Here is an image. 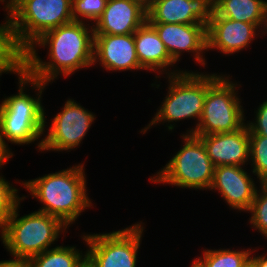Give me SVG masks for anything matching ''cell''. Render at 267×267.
<instances>
[{
    "mask_svg": "<svg viewBox=\"0 0 267 267\" xmlns=\"http://www.w3.org/2000/svg\"><path fill=\"white\" fill-rule=\"evenodd\" d=\"M36 44L49 47L51 61L43 62L37 56ZM93 48V26L88 28L84 21L61 25L42 34L26 50V73L47 84L59 74L68 76L78 69L92 66Z\"/></svg>",
    "mask_w": 267,
    "mask_h": 267,
    "instance_id": "cell-1",
    "label": "cell"
},
{
    "mask_svg": "<svg viewBox=\"0 0 267 267\" xmlns=\"http://www.w3.org/2000/svg\"><path fill=\"white\" fill-rule=\"evenodd\" d=\"M83 166L79 164L24 182L32 197L44 205L38 211L54 216L68 226L82 211L91 207Z\"/></svg>",
    "mask_w": 267,
    "mask_h": 267,
    "instance_id": "cell-2",
    "label": "cell"
},
{
    "mask_svg": "<svg viewBox=\"0 0 267 267\" xmlns=\"http://www.w3.org/2000/svg\"><path fill=\"white\" fill-rule=\"evenodd\" d=\"M18 79L19 93L5 98L0 104V131L5 144V139L15 144H30L44 134L47 123L41 103V94L47 84L27 73ZM28 83L37 89L36 98L24 92Z\"/></svg>",
    "mask_w": 267,
    "mask_h": 267,
    "instance_id": "cell-3",
    "label": "cell"
},
{
    "mask_svg": "<svg viewBox=\"0 0 267 267\" xmlns=\"http://www.w3.org/2000/svg\"><path fill=\"white\" fill-rule=\"evenodd\" d=\"M168 73L169 90L164 102L152 121L141 132L143 134L154 124L177 122L197 118L198 123L204 107L208 88L221 76L183 71Z\"/></svg>",
    "mask_w": 267,
    "mask_h": 267,
    "instance_id": "cell-4",
    "label": "cell"
},
{
    "mask_svg": "<svg viewBox=\"0 0 267 267\" xmlns=\"http://www.w3.org/2000/svg\"><path fill=\"white\" fill-rule=\"evenodd\" d=\"M20 203L7 221L1 240L14 257L29 259L41 254L57 241L60 232L67 227L60 219L35 211L17 218Z\"/></svg>",
    "mask_w": 267,
    "mask_h": 267,
    "instance_id": "cell-5",
    "label": "cell"
},
{
    "mask_svg": "<svg viewBox=\"0 0 267 267\" xmlns=\"http://www.w3.org/2000/svg\"><path fill=\"white\" fill-rule=\"evenodd\" d=\"M6 10L26 50L45 32L73 21L72 0H14Z\"/></svg>",
    "mask_w": 267,
    "mask_h": 267,
    "instance_id": "cell-6",
    "label": "cell"
},
{
    "mask_svg": "<svg viewBox=\"0 0 267 267\" xmlns=\"http://www.w3.org/2000/svg\"><path fill=\"white\" fill-rule=\"evenodd\" d=\"M184 146L150 180L180 188L210 189L214 168L202 140L193 134L182 135Z\"/></svg>",
    "mask_w": 267,
    "mask_h": 267,
    "instance_id": "cell-7",
    "label": "cell"
},
{
    "mask_svg": "<svg viewBox=\"0 0 267 267\" xmlns=\"http://www.w3.org/2000/svg\"><path fill=\"white\" fill-rule=\"evenodd\" d=\"M236 86L228 76H220L207 90L199 123L186 134L210 135L241 129L246 123Z\"/></svg>",
    "mask_w": 267,
    "mask_h": 267,
    "instance_id": "cell-8",
    "label": "cell"
},
{
    "mask_svg": "<svg viewBox=\"0 0 267 267\" xmlns=\"http://www.w3.org/2000/svg\"><path fill=\"white\" fill-rule=\"evenodd\" d=\"M141 224L105 234L84 235L82 238L89 246L86 267H136L144 229Z\"/></svg>",
    "mask_w": 267,
    "mask_h": 267,
    "instance_id": "cell-9",
    "label": "cell"
},
{
    "mask_svg": "<svg viewBox=\"0 0 267 267\" xmlns=\"http://www.w3.org/2000/svg\"><path fill=\"white\" fill-rule=\"evenodd\" d=\"M93 113L69 99L51 123L48 134L38 143L41 151H66L77 147L94 122Z\"/></svg>",
    "mask_w": 267,
    "mask_h": 267,
    "instance_id": "cell-10",
    "label": "cell"
},
{
    "mask_svg": "<svg viewBox=\"0 0 267 267\" xmlns=\"http://www.w3.org/2000/svg\"><path fill=\"white\" fill-rule=\"evenodd\" d=\"M164 43L170 57L178 62L181 53L193 52L195 60L201 65L205 59L201 56L207 50V26L203 23L194 24H168L150 23Z\"/></svg>",
    "mask_w": 267,
    "mask_h": 267,
    "instance_id": "cell-11",
    "label": "cell"
},
{
    "mask_svg": "<svg viewBox=\"0 0 267 267\" xmlns=\"http://www.w3.org/2000/svg\"><path fill=\"white\" fill-rule=\"evenodd\" d=\"M214 12L211 0H153L147 9L149 23L208 25Z\"/></svg>",
    "mask_w": 267,
    "mask_h": 267,
    "instance_id": "cell-12",
    "label": "cell"
},
{
    "mask_svg": "<svg viewBox=\"0 0 267 267\" xmlns=\"http://www.w3.org/2000/svg\"><path fill=\"white\" fill-rule=\"evenodd\" d=\"M101 62L106 70H140L134 33L125 35L94 34L93 63Z\"/></svg>",
    "mask_w": 267,
    "mask_h": 267,
    "instance_id": "cell-13",
    "label": "cell"
},
{
    "mask_svg": "<svg viewBox=\"0 0 267 267\" xmlns=\"http://www.w3.org/2000/svg\"><path fill=\"white\" fill-rule=\"evenodd\" d=\"M250 177L242 166H216L210 190L217 189L233 209L249 211L258 189Z\"/></svg>",
    "mask_w": 267,
    "mask_h": 267,
    "instance_id": "cell-14",
    "label": "cell"
},
{
    "mask_svg": "<svg viewBox=\"0 0 267 267\" xmlns=\"http://www.w3.org/2000/svg\"><path fill=\"white\" fill-rule=\"evenodd\" d=\"M195 136L202 140L215 167L224 165L243 166L250 158L249 129L246 124L234 132Z\"/></svg>",
    "mask_w": 267,
    "mask_h": 267,
    "instance_id": "cell-15",
    "label": "cell"
},
{
    "mask_svg": "<svg viewBox=\"0 0 267 267\" xmlns=\"http://www.w3.org/2000/svg\"><path fill=\"white\" fill-rule=\"evenodd\" d=\"M256 30L255 24L212 16L207 25V49L217 48L225 55L239 52L254 40Z\"/></svg>",
    "mask_w": 267,
    "mask_h": 267,
    "instance_id": "cell-16",
    "label": "cell"
},
{
    "mask_svg": "<svg viewBox=\"0 0 267 267\" xmlns=\"http://www.w3.org/2000/svg\"><path fill=\"white\" fill-rule=\"evenodd\" d=\"M146 11L132 0H108L103 14L93 25L94 34L134 33L147 20Z\"/></svg>",
    "mask_w": 267,
    "mask_h": 267,
    "instance_id": "cell-17",
    "label": "cell"
},
{
    "mask_svg": "<svg viewBox=\"0 0 267 267\" xmlns=\"http://www.w3.org/2000/svg\"><path fill=\"white\" fill-rule=\"evenodd\" d=\"M134 41L137 57L143 70L160 69L162 73L166 67L174 66L176 63L170 57L155 28L147 20L134 32Z\"/></svg>",
    "mask_w": 267,
    "mask_h": 267,
    "instance_id": "cell-18",
    "label": "cell"
},
{
    "mask_svg": "<svg viewBox=\"0 0 267 267\" xmlns=\"http://www.w3.org/2000/svg\"><path fill=\"white\" fill-rule=\"evenodd\" d=\"M0 25V75L14 72L19 77L26 73V49L20 44L8 18Z\"/></svg>",
    "mask_w": 267,
    "mask_h": 267,
    "instance_id": "cell-19",
    "label": "cell"
},
{
    "mask_svg": "<svg viewBox=\"0 0 267 267\" xmlns=\"http://www.w3.org/2000/svg\"><path fill=\"white\" fill-rule=\"evenodd\" d=\"M263 0H218L212 16L255 24L259 29L263 17Z\"/></svg>",
    "mask_w": 267,
    "mask_h": 267,
    "instance_id": "cell-20",
    "label": "cell"
},
{
    "mask_svg": "<svg viewBox=\"0 0 267 267\" xmlns=\"http://www.w3.org/2000/svg\"><path fill=\"white\" fill-rule=\"evenodd\" d=\"M81 254L74 246H56L29 258L28 261L31 267H86V253L84 256Z\"/></svg>",
    "mask_w": 267,
    "mask_h": 267,
    "instance_id": "cell-21",
    "label": "cell"
},
{
    "mask_svg": "<svg viewBox=\"0 0 267 267\" xmlns=\"http://www.w3.org/2000/svg\"><path fill=\"white\" fill-rule=\"evenodd\" d=\"M202 258L192 262L191 267H242L250 260L252 251H236L230 249L203 250Z\"/></svg>",
    "mask_w": 267,
    "mask_h": 267,
    "instance_id": "cell-22",
    "label": "cell"
},
{
    "mask_svg": "<svg viewBox=\"0 0 267 267\" xmlns=\"http://www.w3.org/2000/svg\"><path fill=\"white\" fill-rule=\"evenodd\" d=\"M250 150L249 156L252 161L254 175L261 183L267 177V136L249 134Z\"/></svg>",
    "mask_w": 267,
    "mask_h": 267,
    "instance_id": "cell-23",
    "label": "cell"
},
{
    "mask_svg": "<svg viewBox=\"0 0 267 267\" xmlns=\"http://www.w3.org/2000/svg\"><path fill=\"white\" fill-rule=\"evenodd\" d=\"M18 189L12 187L10 183L0 176V228L1 234L5 231L8 219L12 216L14 209L24 200L17 195Z\"/></svg>",
    "mask_w": 267,
    "mask_h": 267,
    "instance_id": "cell-24",
    "label": "cell"
},
{
    "mask_svg": "<svg viewBox=\"0 0 267 267\" xmlns=\"http://www.w3.org/2000/svg\"><path fill=\"white\" fill-rule=\"evenodd\" d=\"M260 187L261 190H256L254 200L248 211V213H252L249 221L255 230L258 229L259 233L261 232L267 238V188L262 184Z\"/></svg>",
    "mask_w": 267,
    "mask_h": 267,
    "instance_id": "cell-25",
    "label": "cell"
},
{
    "mask_svg": "<svg viewBox=\"0 0 267 267\" xmlns=\"http://www.w3.org/2000/svg\"><path fill=\"white\" fill-rule=\"evenodd\" d=\"M108 0H72L73 21L87 20L96 21L103 14ZM82 17V19L79 18Z\"/></svg>",
    "mask_w": 267,
    "mask_h": 267,
    "instance_id": "cell-26",
    "label": "cell"
},
{
    "mask_svg": "<svg viewBox=\"0 0 267 267\" xmlns=\"http://www.w3.org/2000/svg\"><path fill=\"white\" fill-rule=\"evenodd\" d=\"M256 111L255 123H247L249 134L267 136V100L260 104Z\"/></svg>",
    "mask_w": 267,
    "mask_h": 267,
    "instance_id": "cell-27",
    "label": "cell"
},
{
    "mask_svg": "<svg viewBox=\"0 0 267 267\" xmlns=\"http://www.w3.org/2000/svg\"><path fill=\"white\" fill-rule=\"evenodd\" d=\"M0 267H31L28 259L14 257L12 260L0 261Z\"/></svg>",
    "mask_w": 267,
    "mask_h": 267,
    "instance_id": "cell-28",
    "label": "cell"
},
{
    "mask_svg": "<svg viewBox=\"0 0 267 267\" xmlns=\"http://www.w3.org/2000/svg\"><path fill=\"white\" fill-rule=\"evenodd\" d=\"M12 156H13V153L9 150L8 144L4 143V140L2 138L1 131H0V168Z\"/></svg>",
    "mask_w": 267,
    "mask_h": 267,
    "instance_id": "cell-29",
    "label": "cell"
},
{
    "mask_svg": "<svg viewBox=\"0 0 267 267\" xmlns=\"http://www.w3.org/2000/svg\"><path fill=\"white\" fill-rule=\"evenodd\" d=\"M250 260L253 262L255 267H267V255L266 256L260 255L257 257L253 256L250 257Z\"/></svg>",
    "mask_w": 267,
    "mask_h": 267,
    "instance_id": "cell-30",
    "label": "cell"
},
{
    "mask_svg": "<svg viewBox=\"0 0 267 267\" xmlns=\"http://www.w3.org/2000/svg\"><path fill=\"white\" fill-rule=\"evenodd\" d=\"M263 25V26H262ZM260 30L262 29V27H264L263 30L259 31V32H262L263 34H267V1H264V4H263V17H262V23H261V26H260Z\"/></svg>",
    "mask_w": 267,
    "mask_h": 267,
    "instance_id": "cell-31",
    "label": "cell"
},
{
    "mask_svg": "<svg viewBox=\"0 0 267 267\" xmlns=\"http://www.w3.org/2000/svg\"><path fill=\"white\" fill-rule=\"evenodd\" d=\"M138 2L141 6H143L146 10L150 7L153 0H132Z\"/></svg>",
    "mask_w": 267,
    "mask_h": 267,
    "instance_id": "cell-32",
    "label": "cell"
},
{
    "mask_svg": "<svg viewBox=\"0 0 267 267\" xmlns=\"http://www.w3.org/2000/svg\"><path fill=\"white\" fill-rule=\"evenodd\" d=\"M242 267H255V266H254L253 262L251 260H249Z\"/></svg>",
    "mask_w": 267,
    "mask_h": 267,
    "instance_id": "cell-33",
    "label": "cell"
},
{
    "mask_svg": "<svg viewBox=\"0 0 267 267\" xmlns=\"http://www.w3.org/2000/svg\"><path fill=\"white\" fill-rule=\"evenodd\" d=\"M267 188V177L260 183Z\"/></svg>",
    "mask_w": 267,
    "mask_h": 267,
    "instance_id": "cell-34",
    "label": "cell"
},
{
    "mask_svg": "<svg viewBox=\"0 0 267 267\" xmlns=\"http://www.w3.org/2000/svg\"><path fill=\"white\" fill-rule=\"evenodd\" d=\"M14 0H9V1H7V5H6V7H5V9L13 2Z\"/></svg>",
    "mask_w": 267,
    "mask_h": 267,
    "instance_id": "cell-35",
    "label": "cell"
},
{
    "mask_svg": "<svg viewBox=\"0 0 267 267\" xmlns=\"http://www.w3.org/2000/svg\"><path fill=\"white\" fill-rule=\"evenodd\" d=\"M217 1H218V0H211V2H212L213 4H215Z\"/></svg>",
    "mask_w": 267,
    "mask_h": 267,
    "instance_id": "cell-36",
    "label": "cell"
}]
</instances>
